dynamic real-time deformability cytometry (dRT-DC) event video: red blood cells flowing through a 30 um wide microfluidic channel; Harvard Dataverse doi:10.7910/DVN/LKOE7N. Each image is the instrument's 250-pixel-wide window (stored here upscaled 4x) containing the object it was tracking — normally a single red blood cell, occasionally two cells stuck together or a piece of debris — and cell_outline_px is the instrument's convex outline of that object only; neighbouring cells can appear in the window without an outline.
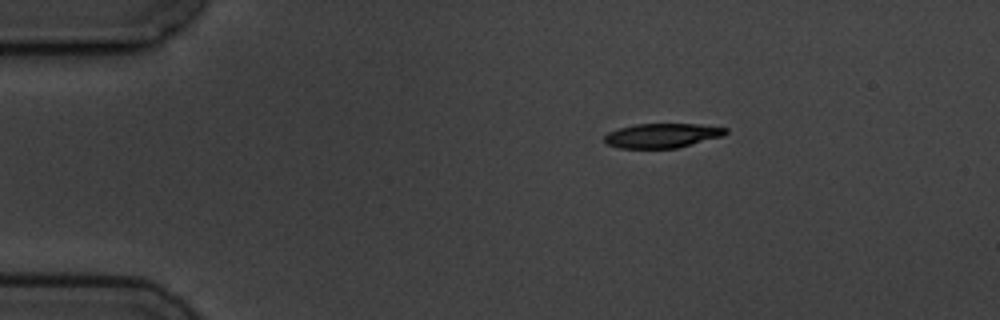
{"species": "common noctule bat (a hibernating species)", "species_latin": "Nyctalus noctula", "temperature_condition": "cold", "stored_images_in_passage": 3, "camera_frame_rate_fps": 3000, "um_per_image_px": 0.085, "animal": {"sex": "male", "body_mass_g": 19.5, "forearm_length_mm": 54.6}, "frame": {"image": 1, "passage_image": 1, "time_ms": 0.0, "image_size_px": [1000, 320], "cell_outline_px": [[728, 132], [724, 136], [676, 148], [620, 148], [608, 144], [604, 140], [604, 136], [608, 132], [616, 128], [636, 124], [700, 124], [728, 128]], "centroid_in_image_um": [56.29, 11.51], "position_along_channel_um": 28.7, "area_um2": 17.34}}